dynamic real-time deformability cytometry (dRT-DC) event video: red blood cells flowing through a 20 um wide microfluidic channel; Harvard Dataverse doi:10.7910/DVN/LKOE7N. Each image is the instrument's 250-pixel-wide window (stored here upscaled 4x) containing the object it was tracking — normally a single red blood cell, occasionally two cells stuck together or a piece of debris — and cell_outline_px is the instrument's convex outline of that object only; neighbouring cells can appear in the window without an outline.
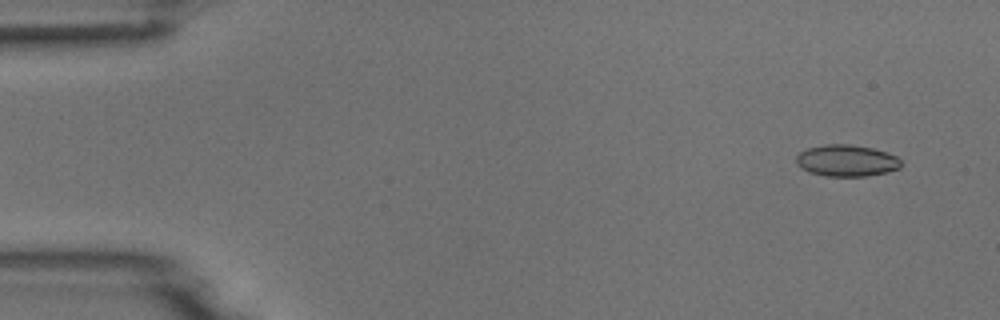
{"species": "common noctule bat (a hibernating species)", "species_latin": "Nyctalus noctula", "temperature_condition": "room temperature", "stored_images_in_passage": 6, "segment_of_instrument_passage": [2, 2], "camera_frame_rate_fps": 3000, "um_per_image_px": 0.085, "animal": {"sex": "male", "body_mass_g": 18.8}, "frame": {"image": 1, "passage_image": 6, "time_ms": 5.667, "image_size_px": [1000, 320], "cell_outline_px": [[900, 168], [888, 172], [868, 176], [824, 176], [808, 172], [800, 168], [796, 164], [796, 156], [800, 152], [808, 148], [824, 144], [848, 144], [872, 148], [896, 156], [900, 160]], "centroid_in_image_um": [71.92, 13.66], "position_along_channel_um": 13.1, "area_um2": 19.36}}